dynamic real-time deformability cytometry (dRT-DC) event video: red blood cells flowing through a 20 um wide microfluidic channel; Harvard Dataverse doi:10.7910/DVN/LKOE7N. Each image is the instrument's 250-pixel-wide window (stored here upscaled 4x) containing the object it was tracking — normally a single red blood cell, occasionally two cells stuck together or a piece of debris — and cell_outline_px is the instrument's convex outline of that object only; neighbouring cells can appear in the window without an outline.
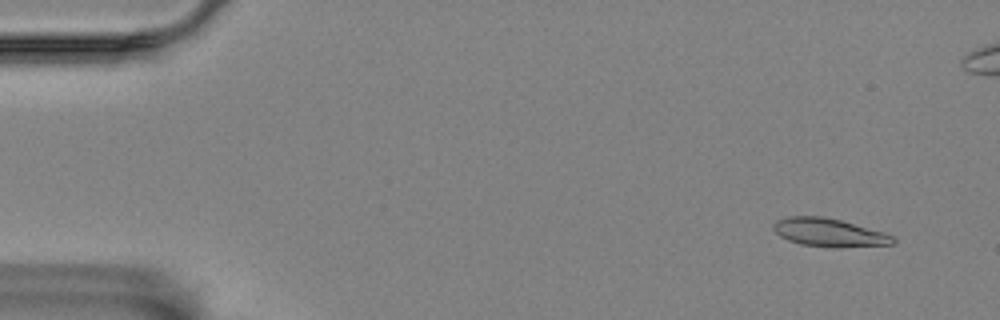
{"species": "Egyptian fruit bat (a non-hibernating species)", "species_latin": "Rousettus aegyptiacus", "temperature_condition": "room temperature", "stored_images_in_passage": 57, "camera_frame_rate_fps": 3000, "um_per_image_px": 0.085, "animal": {"sex": "female"}, "frame": {"image": 1, "passage_image": 4, "time_ms": 1.0, "image_size_px": [1000, 320], "cell_outline_px": [[896, 240], [892, 244], [840, 248], [800, 244], [788, 240], [780, 236], [772, 228], [772, 224], [776, 220], [788, 216], [824, 216], [840, 220], [884, 232], [892, 236]], "centroid_in_image_um": [70.45, 19.76], "position_along_channel_um": 14.6, "area_um2": 19.71}}
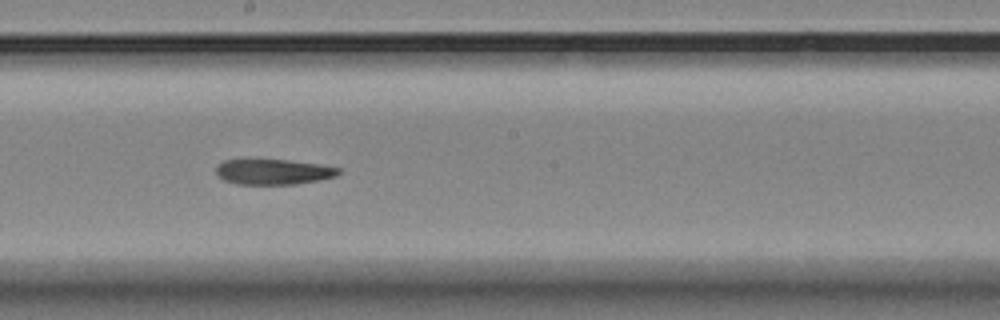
{"frame": {"image": 2, "passage_image": 31, "time_ms": 10.0, "image_size_px": [1000, 320], "cell_outline_px": [[340, 172], [336, 176], [320, 180], [292, 184], [240, 184], [224, 180], [216, 172], [216, 168], [224, 160], [288, 160], [316, 164], [340, 168]], "centroid_in_image_um": [23.25, 14.61], "position_along_channel_um": 224.9, "area_um2": 17.74}}
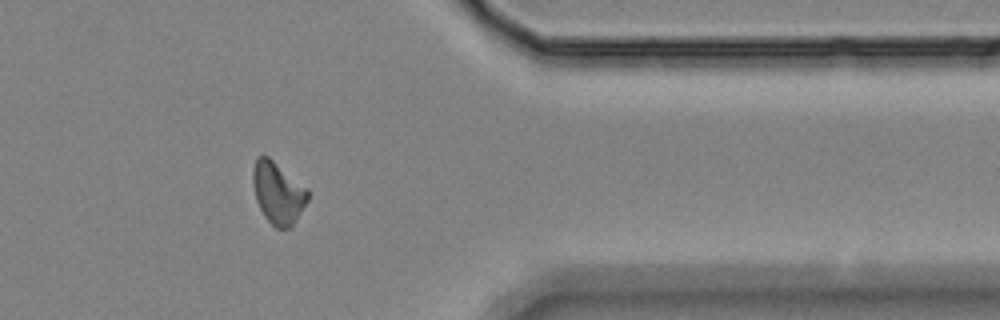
{"frame": {"image": 3, "passage_image": 46, "time_ms": 15.0, "image_size_px": [1000, 320], "cell_outline_px": [[308, 200], [292, 228], [276, 228], [264, 216], [256, 200], [252, 184], [252, 172], [256, 156], [268, 156], [308, 188]], "centroid_in_image_um": [23.62, 16.39], "position_along_channel_um": 387.8, "area_um2": 19.94}, "authors_computed_cell_mechanics": {"area_um2": 19.4208, "velocity_mm_per_s": 3.547, "shape_relaxation_time_tau1_ms": 11.3198, "shape_relaxation_time_tau2_ms": null, "deformation_change_tau1": 0.2014, "deformation_change_tau2": null}}